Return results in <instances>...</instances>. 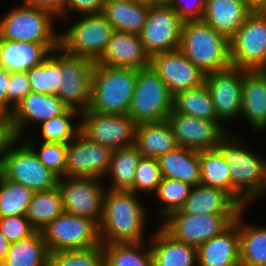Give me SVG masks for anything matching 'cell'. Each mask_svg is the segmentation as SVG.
Instances as JSON below:
<instances>
[{"mask_svg":"<svg viewBox=\"0 0 266 266\" xmlns=\"http://www.w3.org/2000/svg\"><path fill=\"white\" fill-rule=\"evenodd\" d=\"M241 113L252 129H266V70H243Z\"/></svg>","mask_w":266,"mask_h":266,"instance_id":"obj_24","label":"cell"},{"mask_svg":"<svg viewBox=\"0 0 266 266\" xmlns=\"http://www.w3.org/2000/svg\"><path fill=\"white\" fill-rule=\"evenodd\" d=\"M186 1L188 3H186ZM205 2L206 0H194L190 4L188 0H172L169 6L176 11L184 22H186L202 19L205 10Z\"/></svg>","mask_w":266,"mask_h":266,"instance_id":"obj_47","label":"cell"},{"mask_svg":"<svg viewBox=\"0 0 266 266\" xmlns=\"http://www.w3.org/2000/svg\"><path fill=\"white\" fill-rule=\"evenodd\" d=\"M105 6V0H66L62 17L68 18L69 11L74 10L73 12L78 14H97L102 13Z\"/></svg>","mask_w":266,"mask_h":266,"instance_id":"obj_48","label":"cell"},{"mask_svg":"<svg viewBox=\"0 0 266 266\" xmlns=\"http://www.w3.org/2000/svg\"><path fill=\"white\" fill-rule=\"evenodd\" d=\"M7 84V114L10 115L31 88L26 72H11Z\"/></svg>","mask_w":266,"mask_h":266,"instance_id":"obj_46","label":"cell"},{"mask_svg":"<svg viewBox=\"0 0 266 266\" xmlns=\"http://www.w3.org/2000/svg\"><path fill=\"white\" fill-rule=\"evenodd\" d=\"M179 49L205 74L231 67L229 40L203 20L184 22Z\"/></svg>","mask_w":266,"mask_h":266,"instance_id":"obj_3","label":"cell"},{"mask_svg":"<svg viewBox=\"0 0 266 266\" xmlns=\"http://www.w3.org/2000/svg\"><path fill=\"white\" fill-rule=\"evenodd\" d=\"M184 21L170 6L150 5L140 38L150 58L158 53L179 49Z\"/></svg>","mask_w":266,"mask_h":266,"instance_id":"obj_15","label":"cell"},{"mask_svg":"<svg viewBox=\"0 0 266 266\" xmlns=\"http://www.w3.org/2000/svg\"><path fill=\"white\" fill-rule=\"evenodd\" d=\"M253 11L241 0H206L201 20L230 40Z\"/></svg>","mask_w":266,"mask_h":266,"instance_id":"obj_25","label":"cell"},{"mask_svg":"<svg viewBox=\"0 0 266 266\" xmlns=\"http://www.w3.org/2000/svg\"><path fill=\"white\" fill-rule=\"evenodd\" d=\"M172 110L200 119L220 121L205 83L173 95Z\"/></svg>","mask_w":266,"mask_h":266,"instance_id":"obj_34","label":"cell"},{"mask_svg":"<svg viewBox=\"0 0 266 266\" xmlns=\"http://www.w3.org/2000/svg\"><path fill=\"white\" fill-rule=\"evenodd\" d=\"M26 73L31 91L57 96L61 83V48L53 50L40 65Z\"/></svg>","mask_w":266,"mask_h":266,"instance_id":"obj_35","label":"cell"},{"mask_svg":"<svg viewBox=\"0 0 266 266\" xmlns=\"http://www.w3.org/2000/svg\"><path fill=\"white\" fill-rule=\"evenodd\" d=\"M132 1L136 3H144V4L151 5V0H132Z\"/></svg>","mask_w":266,"mask_h":266,"instance_id":"obj_56","label":"cell"},{"mask_svg":"<svg viewBox=\"0 0 266 266\" xmlns=\"http://www.w3.org/2000/svg\"><path fill=\"white\" fill-rule=\"evenodd\" d=\"M150 59L139 34L114 31L103 54L95 63L140 70L150 65Z\"/></svg>","mask_w":266,"mask_h":266,"instance_id":"obj_21","label":"cell"},{"mask_svg":"<svg viewBox=\"0 0 266 266\" xmlns=\"http://www.w3.org/2000/svg\"><path fill=\"white\" fill-rule=\"evenodd\" d=\"M177 146L202 151L215 149L229 133L221 121L205 120L183 113L170 112L167 117Z\"/></svg>","mask_w":266,"mask_h":266,"instance_id":"obj_17","label":"cell"},{"mask_svg":"<svg viewBox=\"0 0 266 266\" xmlns=\"http://www.w3.org/2000/svg\"><path fill=\"white\" fill-rule=\"evenodd\" d=\"M150 65L164 81L172 95L205 83L206 74L195 66L180 49L153 55Z\"/></svg>","mask_w":266,"mask_h":266,"instance_id":"obj_18","label":"cell"},{"mask_svg":"<svg viewBox=\"0 0 266 266\" xmlns=\"http://www.w3.org/2000/svg\"><path fill=\"white\" fill-rule=\"evenodd\" d=\"M24 141L33 149L40 162L59 178H65L66 143L42 142L40 150H36L31 139L27 138Z\"/></svg>","mask_w":266,"mask_h":266,"instance_id":"obj_44","label":"cell"},{"mask_svg":"<svg viewBox=\"0 0 266 266\" xmlns=\"http://www.w3.org/2000/svg\"><path fill=\"white\" fill-rule=\"evenodd\" d=\"M113 149L90 141L81 132L66 144L65 177L106 176Z\"/></svg>","mask_w":266,"mask_h":266,"instance_id":"obj_16","label":"cell"},{"mask_svg":"<svg viewBox=\"0 0 266 266\" xmlns=\"http://www.w3.org/2000/svg\"><path fill=\"white\" fill-rule=\"evenodd\" d=\"M81 113L74 110L68 109L65 113L60 116L51 118L50 120L44 121L40 124L41 138L43 142H59L68 143L73 140L80 133V121L78 124H73L71 120Z\"/></svg>","mask_w":266,"mask_h":266,"instance_id":"obj_40","label":"cell"},{"mask_svg":"<svg viewBox=\"0 0 266 266\" xmlns=\"http://www.w3.org/2000/svg\"><path fill=\"white\" fill-rule=\"evenodd\" d=\"M242 209L234 222L239 227L240 266H266V226H252L242 221Z\"/></svg>","mask_w":266,"mask_h":266,"instance_id":"obj_31","label":"cell"},{"mask_svg":"<svg viewBox=\"0 0 266 266\" xmlns=\"http://www.w3.org/2000/svg\"><path fill=\"white\" fill-rule=\"evenodd\" d=\"M49 251L41 231L12 243L0 266H47Z\"/></svg>","mask_w":266,"mask_h":266,"instance_id":"obj_32","label":"cell"},{"mask_svg":"<svg viewBox=\"0 0 266 266\" xmlns=\"http://www.w3.org/2000/svg\"><path fill=\"white\" fill-rule=\"evenodd\" d=\"M139 69L94 64L89 110L102 114H127Z\"/></svg>","mask_w":266,"mask_h":266,"instance_id":"obj_4","label":"cell"},{"mask_svg":"<svg viewBox=\"0 0 266 266\" xmlns=\"http://www.w3.org/2000/svg\"><path fill=\"white\" fill-rule=\"evenodd\" d=\"M59 43L15 42L0 39V66L11 72H27L40 65Z\"/></svg>","mask_w":266,"mask_h":266,"instance_id":"obj_22","label":"cell"},{"mask_svg":"<svg viewBox=\"0 0 266 266\" xmlns=\"http://www.w3.org/2000/svg\"><path fill=\"white\" fill-rule=\"evenodd\" d=\"M141 159L135 145L114 149L106 173L112 179L108 189L133 191L134 173Z\"/></svg>","mask_w":266,"mask_h":266,"instance_id":"obj_33","label":"cell"},{"mask_svg":"<svg viewBox=\"0 0 266 266\" xmlns=\"http://www.w3.org/2000/svg\"><path fill=\"white\" fill-rule=\"evenodd\" d=\"M243 208L225 191L202 184L192 186L184 205L183 214L239 213Z\"/></svg>","mask_w":266,"mask_h":266,"instance_id":"obj_26","label":"cell"},{"mask_svg":"<svg viewBox=\"0 0 266 266\" xmlns=\"http://www.w3.org/2000/svg\"><path fill=\"white\" fill-rule=\"evenodd\" d=\"M106 189L99 225L101 244L143 242L146 211L136 193Z\"/></svg>","mask_w":266,"mask_h":266,"instance_id":"obj_1","label":"cell"},{"mask_svg":"<svg viewBox=\"0 0 266 266\" xmlns=\"http://www.w3.org/2000/svg\"><path fill=\"white\" fill-rule=\"evenodd\" d=\"M201 165V183L216 187L231 196V178L229 165L220 151L215 149L198 151Z\"/></svg>","mask_w":266,"mask_h":266,"instance_id":"obj_38","label":"cell"},{"mask_svg":"<svg viewBox=\"0 0 266 266\" xmlns=\"http://www.w3.org/2000/svg\"><path fill=\"white\" fill-rule=\"evenodd\" d=\"M238 213H207L187 215L176 210L161 225L175 239L198 247L221 234L236 219Z\"/></svg>","mask_w":266,"mask_h":266,"instance_id":"obj_11","label":"cell"},{"mask_svg":"<svg viewBox=\"0 0 266 266\" xmlns=\"http://www.w3.org/2000/svg\"><path fill=\"white\" fill-rule=\"evenodd\" d=\"M66 178L64 180L60 177L57 184L64 212L89 218L99 226L106 192V187L101 185V179L79 176Z\"/></svg>","mask_w":266,"mask_h":266,"instance_id":"obj_12","label":"cell"},{"mask_svg":"<svg viewBox=\"0 0 266 266\" xmlns=\"http://www.w3.org/2000/svg\"><path fill=\"white\" fill-rule=\"evenodd\" d=\"M239 227L233 222L221 234L197 247L196 266H240Z\"/></svg>","mask_w":266,"mask_h":266,"instance_id":"obj_23","label":"cell"},{"mask_svg":"<svg viewBox=\"0 0 266 266\" xmlns=\"http://www.w3.org/2000/svg\"><path fill=\"white\" fill-rule=\"evenodd\" d=\"M163 178L177 179L196 186L201 183V165L196 150L177 146L158 158Z\"/></svg>","mask_w":266,"mask_h":266,"instance_id":"obj_28","label":"cell"},{"mask_svg":"<svg viewBox=\"0 0 266 266\" xmlns=\"http://www.w3.org/2000/svg\"><path fill=\"white\" fill-rule=\"evenodd\" d=\"M173 95L151 65L141 68L127 115L137 124L167 120Z\"/></svg>","mask_w":266,"mask_h":266,"instance_id":"obj_5","label":"cell"},{"mask_svg":"<svg viewBox=\"0 0 266 266\" xmlns=\"http://www.w3.org/2000/svg\"><path fill=\"white\" fill-rule=\"evenodd\" d=\"M94 64L92 59L70 55L61 48V83L57 96L69 109L82 113L89 108Z\"/></svg>","mask_w":266,"mask_h":266,"instance_id":"obj_13","label":"cell"},{"mask_svg":"<svg viewBox=\"0 0 266 266\" xmlns=\"http://www.w3.org/2000/svg\"><path fill=\"white\" fill-rule=\"evenodd\" d=\"M245 2L251 9L255 10L262 0H241Z\"/></svg>","mask_w":266,"mask_h":266,"instance_id":"obj_54","label":"cell"},{"mask_svg":"<svg viewBox=\"0 0 266 266\" xmlns=\"http://www.w3.org/2000/svg\"><path fill=\"white\" fill-rule=\"evenodd\" d=\"M150 5L132 0H107L103 14L115 31L140 34L146 23Z\"/></svg>","mask_w":266,"mask_h":266,"instance_id":"obj_30","label":"cell"},{"mask_svg":"<svg viewBox=\"0 0 266 266\" xmlns=\"http://www.w3.org/2000/svg\"><path fill=\"white\" fill-rule=\"evenodd\" d=\"M232 67L266 70V16L253 11L229 40Z\"/></svg>","mask_w":266,"mask_h":266,"instance_id":"obj_10","label":"cell"},{"mask_svg":"<svg viewBox=\"0 0 266 266\" xmlns=\"http://www.w3.org/2000/svg\"><path fill=\"white\" fill-rule=\"evenodd\" d=\"M135 146L142 157L159 158L177 147L175 136L167 120L137 125Z\"/></svg>","mask_w":266,"mask_h":266,"instance_id":"obj_29","label":"cell"},{"mask_svg":"<svg viewBox=\"0 0 266 266\" xmlns=\"http://www.w3.org/2000/svg\"><path fill=\"white\" fill-rule=\"evenodd\" d=\"M63 212V202L57 186L47 191L35 192L26 217L36 231H41Z\"/></svg>","mask_w":266,"mask_h":266,"instance_id":"obj_36","label":"cell"},{"mask_svg":"<svg viewBox=\"0 0 266 266\" xmlns=\"http://www.w3.org/2000/svg\"><path fill=\"white\" fill-rule=\"evenodd\" d=\"M15 139L10 115L0 112V166L9 144Z\"/></svg>","mask_w":266,"mask_h":266,"instance_id":"obj_49","label":"cell"},{"mask_svg":"<svg viewBox=\"0 0 266 266\" xmlns=\"http://www.w3.org/2000/svg\"><path fill=\"white\" fill-rule=\"evenodd\" d=\"M10 244L0 231V264L4 261L6 254L8 253Z\"/></svg>","mask_w":266,"mask_h":266,"instance_id":"obj_52","label":"cell"},{"mask_svg":"<svg viewBox=\"0 0 266 266\" xmlns=\"http://www.w3.org/2000/svg\"><path fill=\"white\" fill-rule=\"evenodd\" d=\"M68 109L58 96L30 91L10 114L13 134L20 139L29 123L41 124Z\"/></svg>","mask_w":266,"mask_h":266,"instance_id":"obj_20","label":"cell"},{"mask_svg":"<svg viewBox=\"0 0 266 266\" xmlns=\"http://www.w3.org/2000/svg\"><path fill=\"white\" fill-rule=\"evenodd\" d=\"M10 72L0 66V112L7 113V86Z\"/></svg>","mask_w":266,"mask_h":266,"instance_id":"obj_51","label":"cell"},{"mask_svg":"<svg viewBox=\"0 0 266 266\" xmlns=\"http://www.w3.org/2000/svg\"><path fill=\"white\" fill-rule=\"evenodd\" d=\"M80 132L90 141L114 149L135 145L137 124L127 114L81 113Z\"/></svg>","mask_w":266,"mask_h":266,"instance_id":"obj_14","label":"cell"},{"mask_svg":"<svg viewBox=\"0 0 266 266\" xmlns=\"http://www.w3.org/2000/svg\"><path fill=\"white\" fill-rule=\"evenodd\" d=\"M152 266H193L197 248L171 236L162 226L151 238Z\"/></svg>","mask_w":266,"mask_h":266,"instance_id":"obj_27","label":"cell"},{"mask_svg":"<svg viewBox=\"0 0 266 266\" xmlns=\"http://www.w3.org/2000/svg\"><path fill=\"white\" fill-rule=\"evenodd\" d=\"M0 231L9 244L16 243L32 235L36 230L26 216L0 217Z\"/></svg>","mask_w":266,"mask_h":266,"instance_id":"obj_45","label":"cell"},{"mask_svg":"<svg viewBox=\"0 0 266 266\" xmlns=\"http://www.w3.org/2000/svg\"><path fill=\"white\" fill-rule=\"evenodd\" d=\"M47 266H105L102 244L88 249L49 253Z\"/></svg>","mask_w":266,"mask_h":266,"instance_id":"obj_42","label":"cell"},{"mask_svg":"<svg viewBox=\"0 0 266 266\" xmlns=\"http://www.w3.org/2000/svg\"><path fill=\"white\" fill-rule=\"evenodd\" d=\"M66 32L59 34V47L66 53L96 61L115 31L103 13L80 15Z\"/></svg>","mask_w":266,"mask_h":266,"instance_id":"obj_8","label":"cell"},{"mask_svg":"<svg viewBox=\"0 0 266 266\" xmlns=\"http://www.w3.org/2000/svg\"><path fill=\"white\" fill-rule=\"evenodd\" d=\"M0 18V39L15 42L59 43L52 24L54 15L25 4L13 8Z\"/></svg>","mask_w":266,"mask_h":266,"instance_id":"obj_7","label":"cell"},{"mask_svg":"<svg viewBox=\"0 0 266 266\" xmlns=\"http://www.w3.org/2000/svg\"><path fill=\"white\" fill-rule=\"evenodd\" d=\"M162 172L157 158L142 157L134 173L133 192L156 193Z\"/></svg>","mask_w":266,"mask_h":266,"instance_id":"obj_43","label":"cell"},{"mask_svg":"<svg viewBox=\"0 0 266 266\" xmlns=\"http://www.w3.org/2000/svg\"><path fill=\"white\" fill-rule=\"evenodd\" d=\"M230 136L227 134L216 148L229 165L231 197L246 209L247 203L266 192V160Z\"/></svg>","mask_w":266,"mask_h":266,"instance_id":"obj_2","label":"cell"},{"mask_svg":"<svg viewBox=\"0 0 266 266\" xmlns=\"http://www.w3.org/2000/svg\"><path fill=\"white\" fill-rule=\"evenodd\" d=\"M66 0H24L23 4L34 8L44 9L54 16L62 18L63 7Z\"/></svg>","mask_w":266,"mask_h":266,"instance_id":"obj_50","label":"cell"},{"mask_svg":"<svg viewBox=\"0 0 266 266\" xmlns=\"http://www.w3.org/2000/svg\"><path fill=\"white\" fill-rule=\"evenodd\" d=\"M192 186L186 182L163 178L156 191V196L164 203L159 214L164 219L172 212L179 210L189 196Z\"/></svg>","mask_w":266,"mask_h":266,"instance_id":"obj_41","label":"cell"},{"mask_svg":"<svg viewBox=\"0 0 266 266\" xmlns=\"http://www.w3.org/2000/svg\"><path fill=\"white\" fill-rule=\"evenodd\" d=\"M143 243L102 244L105 266H152L151 248L142 249Z\"/></svg>","mask_w":266,"mask_h":266,"instance_id":"obj_37","label":"cell"},{"mask_svg":"<svg viewBox=\"0 0 266 266\" xmlns=\"http://www.w3.org/2000/svg\"><path fill=\"white\" fill-rule=\"evenodd\" d=\"M172 0H151V5L169 6Z\"/></svg>","mask_w":266,"mask_h":266,"instance_id":"obj_55","label":"cell"},{"mask_svg":"<svg viewBox=\"0 0 266 266\" xmlns=\"http://www.w3.org/2000/svg\"><path fill=\"white\" fill-rule=\"evenodd\" d=\"M205 84L220 121L228 122L241 114L243 69L231 66L206 74Z\"/></svg>","mask_w":266,"mask_h":266,"instance_id":"obj_19","label":"cell"},{"mask_svg":"<svg viewBox=\"0 0 266 266\" xmlns=\"http://www.w3.org/2000/svg\"><path fill=\"white\" fill-rule=\"evenodd\" d=\"M35 192L0 172V217L26 216Z\"/></svg>","mask_w":266,"mask_h":266,"instance_id":"obj_39","label":"cell"},{"mask_svg":"<svg viewBox=\"0 0 266 266\" xmlns=\"http://www.w3.org/2000/svg\"><path fill=\"white\" fill-rule=\"evenodd\" d=\"M19 140L21 141L15 138L9 144L3 155L0 172L7 179L20 183L34 192L57 187L59 177L40 162L26 142L15 148L14 144L19 143Z\"/></svg>","mask_w":266,"mask_h":266,"instance_id":"obj_6","label":"cell"},{"mask_svg":"<svg viewBox=\"0 0 266 266\" xmlns=\"http://www.w3.org/2000/svg\"><path fill=\"white\" fill-rule=\"evenodd\" d=\"M254 11L260 15H266V0H262Z\"/></svg>","mask_w":266,"mask_h":266,"instance_id":"obj_53","label":"cell"},{"mask_svg":"<svg viewBox=\"0 0 266 266\" xmlns=\"http://www.w3.org/2000/svg\"><path fill=\"white\" fill-rule=\"evenodd\" d=\"M49 253L101 245L99 226L91 219L63 212L41 230Z\"/></svg>","mask_w":266,"mask_h":266,"instance_id":"obj_9","label":"cell"}]
</instances>
